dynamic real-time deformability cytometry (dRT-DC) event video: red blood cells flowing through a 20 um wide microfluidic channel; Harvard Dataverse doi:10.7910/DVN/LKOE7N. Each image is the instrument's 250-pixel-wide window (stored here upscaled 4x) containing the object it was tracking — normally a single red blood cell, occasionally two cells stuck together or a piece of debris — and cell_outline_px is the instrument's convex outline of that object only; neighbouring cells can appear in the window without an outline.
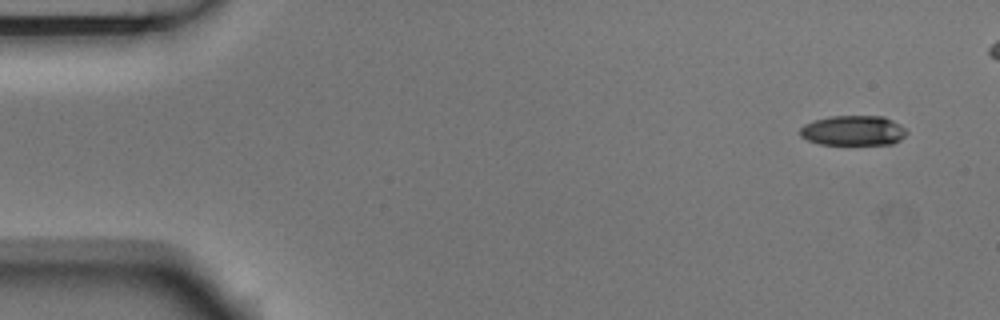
{"species": "Egyptian fruit bat (a non-hibernating species)", "species_latin": "Rousettus aegyptiacus", "temperature_condition": "room temperature", "stored_images_in_passage": 4, "segment_of_instrument_passage": [1, 2], "camera_frame_rate_fps": 3000, "um_per_image_px": 0.085, "animal": {"sex": "male"}, "frame": {"image": 1, "passage_image": 1, "time_ms": 0.0, "image_size_px": [1000, 320], "cell_outline_px": [[908, 132], [900, 140], [892, 144], [820, 144], [808, 140], [800, 136], [800, 128], [804, 124], [812, 120], [828, 116], [884, 116], [900, 124]], "centroid_in_image_um": [72.51, 11.09], "position_along_channel_um": 12.5, "area_um2": 18.73}}